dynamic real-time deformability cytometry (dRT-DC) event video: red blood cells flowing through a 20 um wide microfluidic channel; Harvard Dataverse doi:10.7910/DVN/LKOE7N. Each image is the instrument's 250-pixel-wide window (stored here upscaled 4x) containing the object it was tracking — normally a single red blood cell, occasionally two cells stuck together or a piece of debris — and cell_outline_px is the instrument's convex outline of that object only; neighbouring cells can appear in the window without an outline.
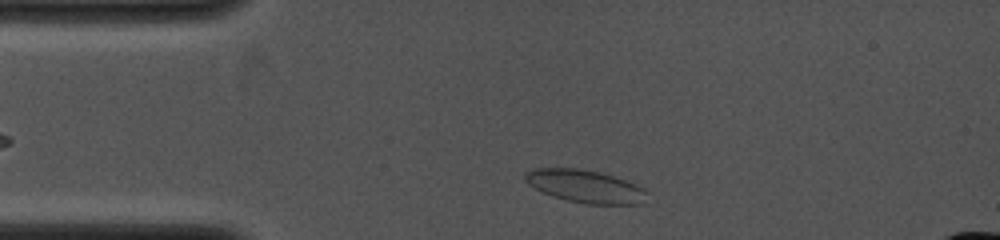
{"species": "common noctule bat (a hibernating species)", "species_latin": "Nyctalus noctula", "temperature_condition": "cold", "stored_images_in_passage": 8, "camera_frame_rate_fps": 4000, "um_per_image_px": 0.085, "animal": {"sex": "female", "body_mass_g": 19.0, "forearm_length_mm": 53.3}, "frame": {"image": 1, "passage_image": 1, "time_ms": 0.0, "image_size_px": [1000, 240], "cell_outline_px": [[648, 192], [644, 204], [588, 204], [568, 200], [552, 196], [528, 184], [524, 180], [524, 172], [536, 168], [580, 168], [600, 172], [616, 176], [636, 184], [644, 188]], "centroid_in_image_um": [49.78, 15.83], "position_along_channel_um": 35.2, "area_um2": 23.47}}
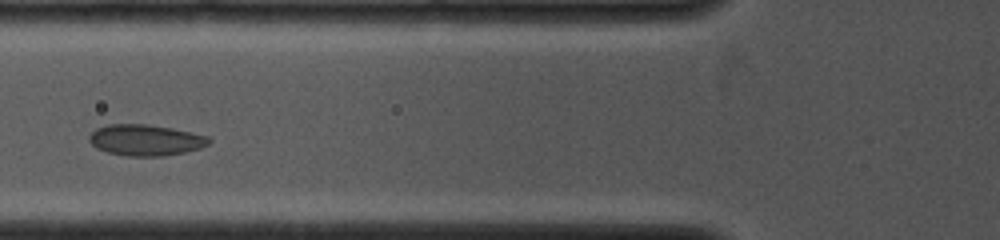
{"frame": {"image": 2, "passage_image": 7, "time_ms": 2.5, "image_size_px": [1000, 240], "cell_outline_px": [[212, 140], [208, 144], [200, 148], [184, 152], [164, 156], [128, 156], [108, 152], [96, 148], [88, 140], [88, 136], [96, 128], [108, 124], [148, 124], [172, 128], [208, 136]], "centroid_in_image_um": [12.36, 11.9], "position_along_channel_um": 113.4, "area_um2": 21.73}}